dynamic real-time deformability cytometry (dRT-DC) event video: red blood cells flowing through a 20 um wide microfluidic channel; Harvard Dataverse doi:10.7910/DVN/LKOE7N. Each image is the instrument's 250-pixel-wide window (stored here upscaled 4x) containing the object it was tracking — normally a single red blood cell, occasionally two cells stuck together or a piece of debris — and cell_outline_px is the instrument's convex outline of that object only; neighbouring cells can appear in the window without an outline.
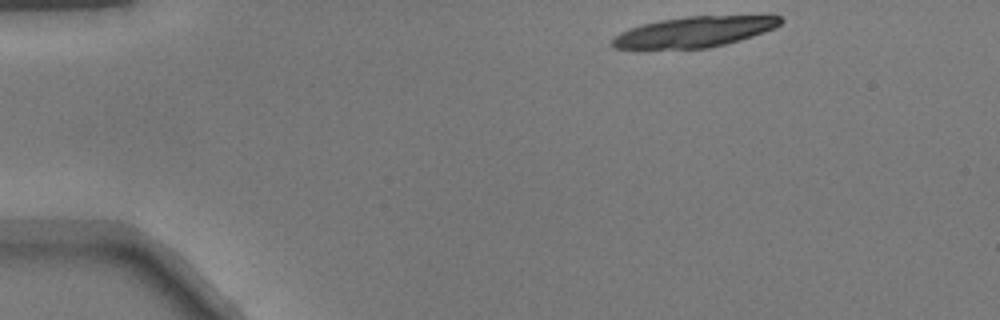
{"species": "common noctule bat (a hibernating species)", "species_latin": "Nyctalus noctula", "temperature_condition": "warm", "stored_images_in_passage": 11, "camera_frame_rate_fps": 3000, "um_per_image_px": 0.085, "animal": {"sex": "male", "body_mass_g": 17.9}, "frame": {"image": 1, "passage_image": 1, "time_ms": 0.0, "image_size_px": [1000, 320], "cell_outline_px": [[784, 20], [780, 24], [764, 32], [740, 40], [708, 48], [616, 48], [612, 44], [612, 40], [620, 32], [628, 28], [660, 20], [688, 16], [780, 16]], "centroid_in_image_um": [59.02, 2.7], "position_along_channel_um": 26.0, "area_um2": 29.36}}
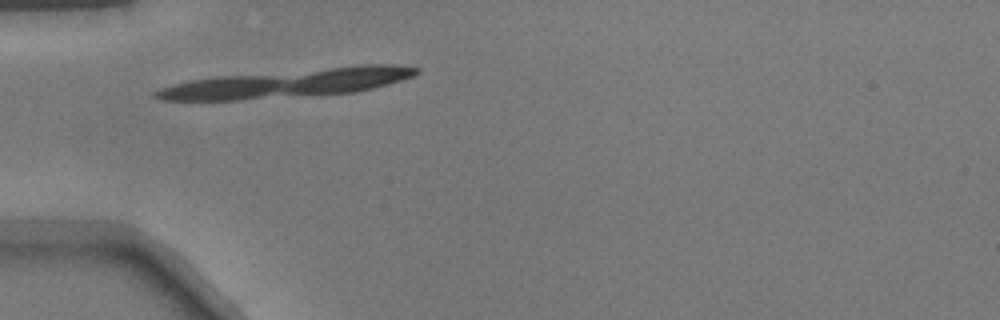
{"frame": {"image": 2, "passage_image": 9, "time_ms": 2.667, "image_size_px": [1000, 320], "cell_outline_px": [[420, 72], [412, 76], [400, 80], [372, 88], [356, 92], [240, 100], [160, 100], [152, 96], [152, 92], [160, 88], [172, 84], [188, 80], [216, 76], [368, 64], [392, 64], [420, 68]], "centroid_in_image_um": [24.37, 7.07], "position_along_channel_um": 60.6, "area_um2": 43.12}}